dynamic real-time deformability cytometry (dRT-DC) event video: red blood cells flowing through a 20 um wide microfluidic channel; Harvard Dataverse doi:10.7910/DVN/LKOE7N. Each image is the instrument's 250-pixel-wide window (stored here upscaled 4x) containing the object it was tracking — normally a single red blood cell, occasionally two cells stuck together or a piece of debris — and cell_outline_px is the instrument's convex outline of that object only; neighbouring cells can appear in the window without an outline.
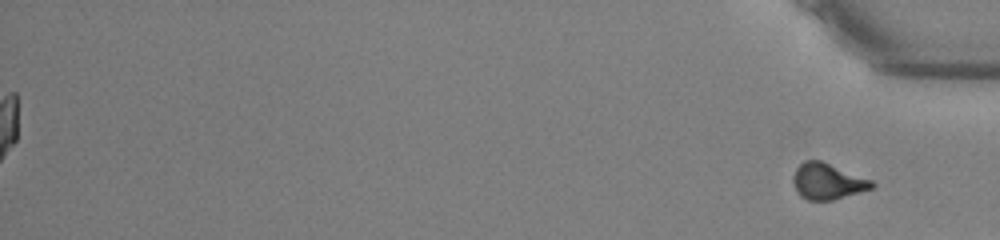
{"species": "common noctule bat (a hibernating species)", "species_latin": "Nyctalus noctula", "temperature_condition": "warm", "stored_images_in_passage": 55, "segment_of_instrument_passage": [2, 2], "camera_frame_rate_fps": 3000, "um_per_image_px": 0.085, "animal": {"sex": "male", "body_mass_g": 13.0, "forearm_length_mm": 53.1}, "frame": {"image": 1, "passage_image": 55, "time_ms": 18.0, "image_size_px": [1000, 240], "cell_outline_px": [[876, 184], [872, 188], [860, 192], [832, 200], [808, 200], [800, 196], [796, 192], [792, 180], [792, 176], [796, 168], [804, 160], [820, 160], [872, 180]], "centroid_in_image_um": [70.31, 15.41], "position_along_channel_um": 364.9, "area_um2": 16.53}}